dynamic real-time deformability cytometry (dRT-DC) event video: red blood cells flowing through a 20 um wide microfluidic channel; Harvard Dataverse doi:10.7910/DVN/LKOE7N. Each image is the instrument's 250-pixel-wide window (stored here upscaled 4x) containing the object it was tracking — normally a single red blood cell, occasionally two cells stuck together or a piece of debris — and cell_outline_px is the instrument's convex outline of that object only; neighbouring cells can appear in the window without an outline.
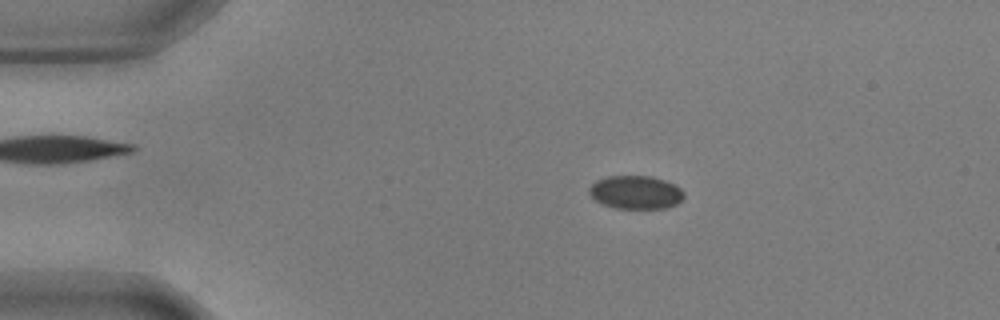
{"species": "common noctule bat (a hibernating species)", "species_latin": "Nyctalus noctula", "temperature_condition": "warm", "stored_images_in_passage": 55, "camera_frame_rate_fps": 3000, "um_per_image_px": 0.085, "animal": {"sex": "male", "body_mass_g": 17.9, "forearm_length_mm": 54.2}, "frame": {"image": 1, "passage_image": 10, "time_ms": 3.0, "image_size_px": [1000, 320], "cell_outline_px": [[684, 196], [676, 204], [664, 208], [616, 208], [604, 204], [596, 200], [588, 192], [588, 188], [596, 180], [608, 176], [652, 176], [676, 184], [684, 192]], "centroid_in_image_um": [54.04, 16.33], "position_along_channel_um": 31.0, "area_um2": 18.32}}
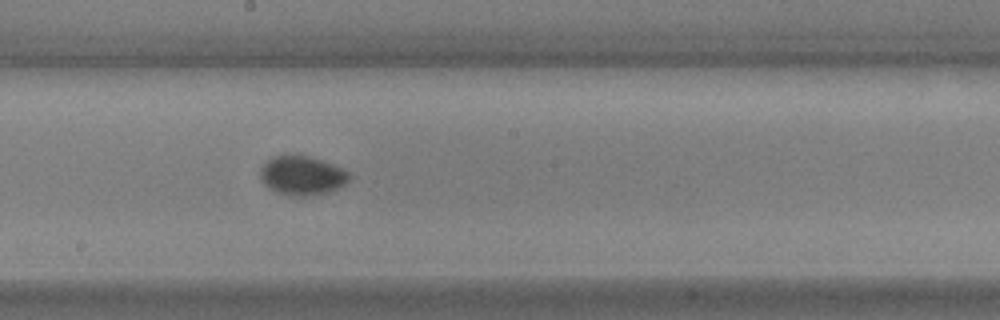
{"frame": {"image": 2, "passage_image": 30, "time_ms": 9.667, "image_size_px": [1000, 320], "cell_outline_px": [[352, 176], [344, 184], [332, 192], [308, 196], [292, 196], [276, 192], [268, 188], [260, 180], [260, 168], [272, 156], [292, 152], [308, 156], [332, 164], [348, 172]], "centroid_in_image_um": [25.64, 14.9], "position_along_channel_um": 222.6, "area_um2": 20.75}}
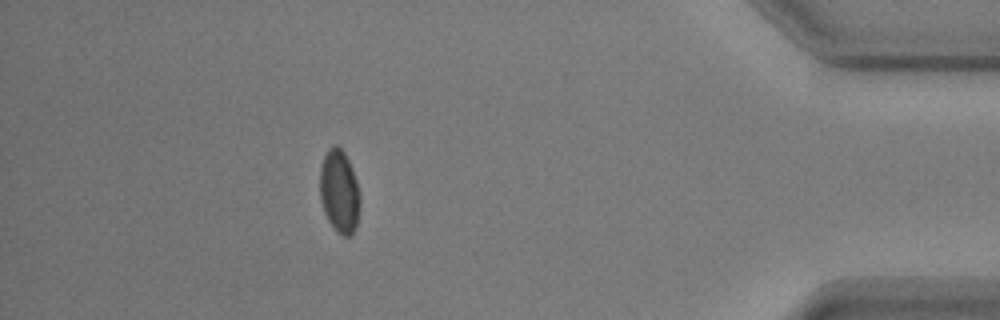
{"frame": {"image": 3, "passage_image": 49, "time_ms": 16.0, "image_size_px": [1000, 320], "cell_outline_px": [[360, 208], [356, 228], [348, 236], [344, 236], [336, 232], [328, 220], [324, 212], [320, 200], [320, 168], [324, 156], [328, 148], [332, 144], [336, 144], [344, 152], [352, 168], [356, 180], [360, 196]], "centroid_in_image_um": [28.84, 16.27], "position_along_channel_um": 406.4, "area_um2": 19.59}, "authors_computed_cell_mechanics": {"area_um2": 19.0162, "velocity_mm_per_s": 3.64, "shape_relaxation_time_tau1_ms": 3.3207, "shape_relaxation_time_tau2_ms": null, "deformation_change_tau1": 0.0762, "deformation_change_tau2": null}}